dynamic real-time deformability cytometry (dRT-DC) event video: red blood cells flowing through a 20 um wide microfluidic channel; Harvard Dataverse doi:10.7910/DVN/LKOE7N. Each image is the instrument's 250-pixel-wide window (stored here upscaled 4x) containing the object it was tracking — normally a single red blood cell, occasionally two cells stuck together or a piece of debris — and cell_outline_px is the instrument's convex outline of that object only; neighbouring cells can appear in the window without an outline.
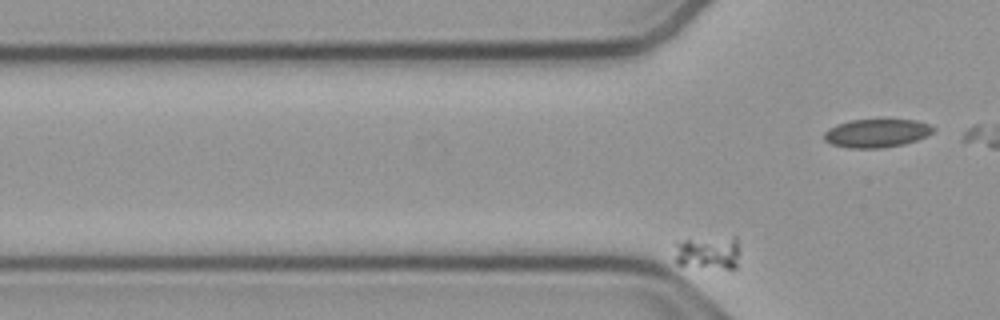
{"species": "common noctule bat (a hibernating species)", "species_latin": "Nyctalus noctula", "temperature_condition": "cold", "stored_images_in_passage": 49, "camera_frame_rate_fps": 3000, "um_per_image_px": 0.085, "animal": {"sex": "male", "body_mass_g": 23.1, "forearm_length_mm": 52.7}, "frame": {"image": 1, "passage_image": 10, "time_ms": 3.0, "image_size_px": [1000, 320], "cell_outline_px": [[740, 252], [736, 268], [724, 268], [676, 264], [676, 244], [684, 240], [732, 236], [736, 236]], "centroid_in_image_um": [60.26, 21.45], "position_along_channel_um": 65.5, "area_um2": 12.6}}
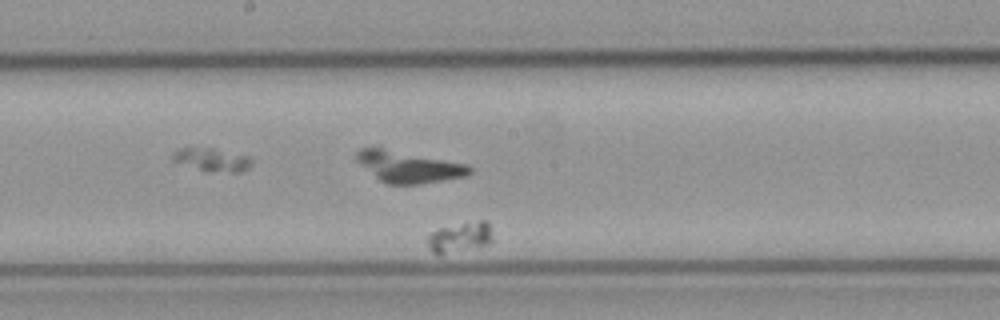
{"frame": {"image": 2, "passage_image": 27, "time_ms": 8.667, "image_size_px": [1000, 320], "cell_outline_px": [[492, 244], [480, 248], [440, 256], [436, 256], [432, 252], [424, 236], [440, 228], [480, 220], [484, 220], [488, 224], [492, 236]], "centroid_in_image_um": [39.07, 20.24], "position_along_channel_um": 209.1, "area_um2": 12.02}}
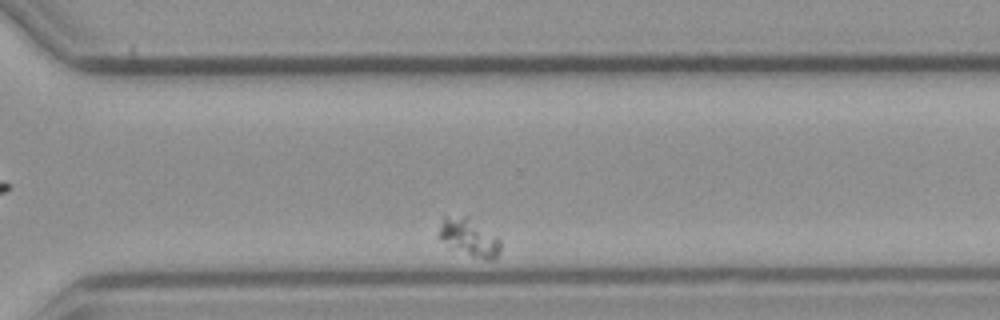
{"frame": {"image": 3, "passage_image": 40, "time_ms": 13.0, "image_size_px": [1000, 320], "cell_outline_px": [[500, 252], [496, 260], [484, 260], [472, 256], [436, 236], [444, 216], [468, 216], [496, 236], [500, 240]], "centroid_in_image_um": [39.92, 20.17], "position_along_channel_um": 330.7, "area_um2": 13.18}}